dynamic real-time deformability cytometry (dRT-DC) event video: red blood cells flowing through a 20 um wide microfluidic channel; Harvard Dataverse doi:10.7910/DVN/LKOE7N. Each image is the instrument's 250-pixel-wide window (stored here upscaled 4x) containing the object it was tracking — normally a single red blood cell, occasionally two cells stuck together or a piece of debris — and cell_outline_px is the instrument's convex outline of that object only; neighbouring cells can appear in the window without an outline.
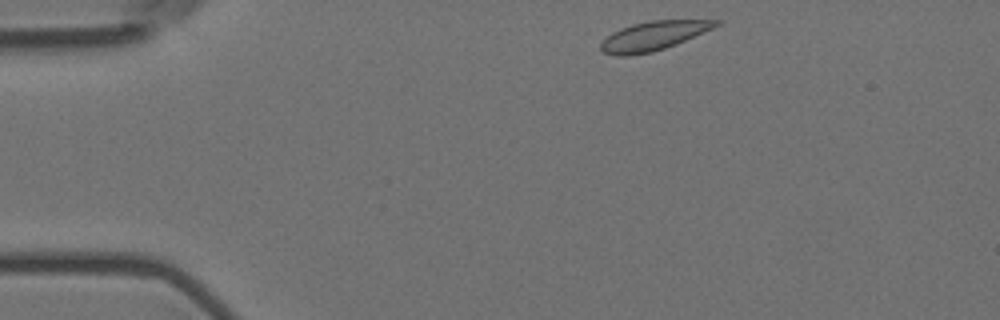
{"species": "Egyptian fruit bat (a non-hibernating species)", "species_latin": "Rousettus aegyptiacus", "temperature_condition": "room temperature", "stored_images_in_passage": 3, "camera_frame_rate_fps": 3000, "um_per_image_px": 0.085, "animal": {"sex": "female"}, "frame": {"image": 1, "passage_image": 1, "time_ms": 0.0, "image_size_px": [1000, 320], "cell_outline_px": [[720, 24], [712, 28], [676, 44], [652, 52], [628, 56], [616, 56], [604, 52], [600, 48], [600, 44], [612, 32], [620, 28], [632, 24], [652, 20], [720, 20]], "centroid_in_image_um": [55.5, 3.05], "position_along_channel_um": 29.5, "area_um2": 19.25}}